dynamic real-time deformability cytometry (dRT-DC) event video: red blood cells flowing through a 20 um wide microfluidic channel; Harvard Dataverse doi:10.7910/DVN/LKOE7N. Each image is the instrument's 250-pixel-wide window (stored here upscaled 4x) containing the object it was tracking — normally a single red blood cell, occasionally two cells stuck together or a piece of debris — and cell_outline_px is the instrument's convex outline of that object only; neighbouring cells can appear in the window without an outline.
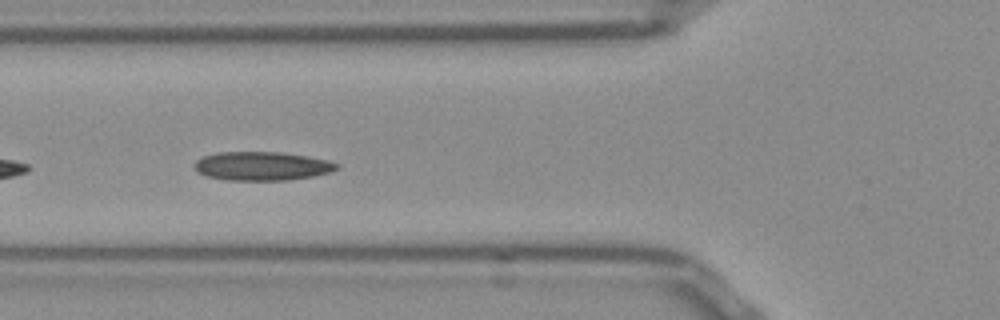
{"species": "Egyptian fruit bat (a non-hibernating species)", "species_latin": "Rousettus aegyptiacus", "temperature_condition": "room temperature", "stored_images_in_passage": 14, "camera_frame_rate_fps": 3000, "um_per_image_px": 0.085, "frame": {"image": 1, "passage_image": 5, "time_ms": 1.333, "image_size_px": [1000, 320], "cell_outline_px": [[340, 168], [328, 172], [312, 176], [288, 180], [228, 180], [208, 176], [196, 172], [196, 160], [204, 156], [220, 152], [280, 152], [308, 156], [328, 160], [340, 164]], "centroid_in_image_um": [22.3, 14.11], "position_along_channel_um": 103.5, "area_um2": 23.7}}
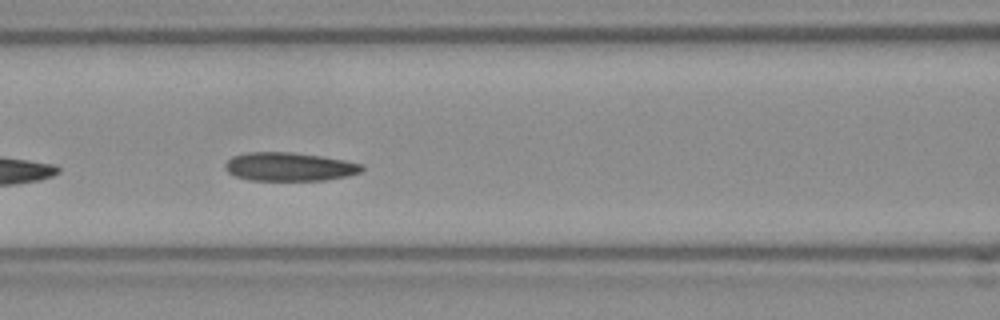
{"frame": {"image": 2, "passage_image": 8, "time_ms": 2.333, "image_size_px": [1000, 320], "cell_outline_px": [[364, 168], [360, 172], [348, 176], [324, 180], [248, 180], [236, 176], [228, 172], [224, 168], [224, 164], [232, 156], [248, 152], [292, 152], [320, 156], [344, 160], [364, 164]], "centroid_in_image_um": [24.59, 14.17], "position_along_channel_um": 142.0, "area_um2": 22.77}}